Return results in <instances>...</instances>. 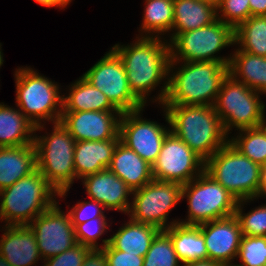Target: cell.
I'll return each instance as SVG.
<instances>
[{
  "mask_svg": "<svg viewBox=\"0 0 266 266\" xmlns=\"http://www.w3.org/2000/svg\"><path fill=\"white\" fill-rule=\"evenodd\" d=\"M170 131L204 161L229 142L213 106L162 105ZM227 138V139H226Z\"/></svg>",
  "mask_w": 266,
  "mask_h": 266,
  "instance_id": "cell-2",
  "label": "cell"
},
{
  "mask_svg": "<svg viewBox=\"0 0 266 266\" xmlns=\"http://www.w3.org/2000/svg\"><path fill=\"white\" fill-rule=\"evenodd\" d=\"M258 197H266V168L262 167L261 171V183L259 187V194Z\"/></svg>",
  "mask_w": 266,
  "mask_h": 266,
  "instance_id": "cell-43",
  "label": "cell"
},
{
  "mask_svg": "<svg viewBox=\"0 0 266 266\" xmlns=\"http://www.w3.org/2000/svg\"><path fill=\"white\" fill-rule=\"evenodd\" d=\"M182 184L153 179L142 188L133 190L129 217L140 223L166 230L179 220L168 221L170 211L182 199Z\"/></svg>",
  "mask_w": 266,
  "mask_h": 266,
  "instance_id": "cell-11",
  "label": "cell"
},
{
  "mask_svg": "<svg viewBox=\"0 0 266 266\" xmlns=\"http://www.w3.org/2000/svg\"><path fill=\"white\" fill-rule=\"evenodd\" d=\"M160 231L153 225L136 222L130 218L117 233L108 239H103V244L99 245V248L109 244L113 249L144 257Z\"/></svg>",
  "mask_w": 266,
  "mask_h": 266,
  "instance_id": "cell-23",
  "label": "cell"
},
{
  "mask_svg": "<svg viewBox=\"0 0 266 266\" xmlns=\"http://www.w3.org/2000/svg\"><path fill=\"white\" fill-rule=\"evenodd\" d=\"M164 231L171 237L181 263L208 259L204 236L199 225L176 223Z\"/></svg>",
  "mask_w": 266,
  "mask_h": 266,
  "instance_id": "cell-27",
  "label": "cell"
},
{
  "mask_svg": "<svg viewBox=\"0 0 266 266\" xmlns=\"http://www.w3.org/2000/svg\"><path fill=\"white\" fill-rule=\"evenodd\" d=\"M56 195L58 192L36 169L0 191V220L6 225H29L57 202Z\"/></svg>",
  "mask_w": 266,
  "mask_h": 266,
  "instance_id": "cell-4",
  "label": "cell"
},
{
  "mask_svg": "<svg viewBox=\"0 0 266 266\" xmlns=\"http://www.w3.org/2000/svg\"><path fill=\"white\" fill-rule=\"evenodd\" d=\"M221 266H238V265H236V264H221Z\"/></svg>",
  "mask_w": 266,
  "mask_h": 266,
  "instance_id": "cell-49",
  "label": "cell"
},
{
  "mask_svg": "<svg viewBox=\"0 0 266 266\" xmlns=\"http://www.w3.org/2000/svg\"><path fill=\"white\" fill-rule=\"evenodd\" d=\"M246 202L249 199L238 201L234 214L239 221L242 236H266V204L246 214L242 207Z\"/></svg>",
  "mask_w": 266,
  "mask_h": 266,
  "instance_id": "cell-33",
  "label": "cell"
},
{
  "mask_svg": "<svg viewBox=\"0 0 266 266\" xmlns=\"http://www.w3.org/2000/svg\"><path fill=\"white\" fill-rule=\"evenodd\" d=\"M57 1H58V7L62 9L64 7L66 8V6L69 5L72 0H57Z\"/></svg>",
  "mask_w": 266,
  "mask_h": 266,
  "instance_id": "cell-45",
  "label": "cell"
},
{
  "mask_svg": "<svg viewBox=\"0 0 266 266\" xmlns=\"http://www.w3.org/2000/svg\"><path fill=\"white\" fill-rule=\"evenodd\" d=\"M259 94L227 75L213 105L227 134L232 127L238 131L264 125L265 103Z\"/></svg>",
  "mask_w": 266,
  "mask_h": 266,
  "instance_id": "cell-9",
  "label": "cell"
},
{
  "mask_svg": "<svg viewBox=\"0 0 266 266\" xmlns=\"http://www.w3.org/2000/svg\"><path fill=\"white\" fill-rule=\"evenodd\" d=\"M37 169L35 145L0 147V191Z\"/></svg>",
  "mask_w": 266,
  "mask_h": 266,
  "instance_id": "cell-22",
  "label": "cell"
},
{
  "mask_svg": "<svg viewBox=\"0 0 266 266\" xmlns=\"http://www.w3.org/2000/svg\"><path fill=\"white\" fill-rule=\"evenodd\" d=\"M234 45L239 46L237 50L266 57V16H250L239 24L234 29Z\"/></svg>",
  "mask_w": 266,
  "mask_h": 266,
  "instance_id": "cell-29",
  "label": "cell"
},
{
  "mask_svg": "<svg viewBox=\"0 0 266 266\" xmlns=\"http://www.w3.org/2000/svg\"><path fill=\"white\" fill-rule=\"evenodd\" d=\"M16 105L25 117L33 123L36 131H42V121L58 123L62 117L63 94L59 84L41 76L32 68L15 70ZM58 107V108H57Z\"/></svg>",
  "mask_w": 266,
  "mask_h": 266,
  "instance_id": "cell-5",
  "label": "cell"
},
{
  "mask_svg": "<svg viewBox=\"0 0 266 266\" xmlns=\"http://www.w3.org/2000/svg\"><path fill=\"white\" fill-rule=\"evenodd\" d=\"M0 255L12 266H34L42 260L35 235L28 225H5Z\"/></svg>",
  "mask_w": 266,
  "mask_h": 266,
  "instance_id": "cell-19",
  "label": "cell"
},
{
  "mask_svg": "<svg viewBox=\"0 0 266 266\" xmlns=\"http://www.w3.org/2000/svg\"><path fill=\"white\" fill-rule=\"evenodd\" d=\"M165 41V42H164ZM158 35L139 36L134 43L115 44L112 49L121 58L132 93L145 105L147 96L166 80L152 102L163 104L168 91L170 47L168 40ZM155 100V101H154Z\"/></svg>",
  "mask_w": 266,
  "mask_h": 266,
  "instance_id": "cell-1",
  "label": "cell"
},
{
  "mask_svg": "<svg viewBox=\"0 0 266 266\" xmlns=\"http://www.w3.org/2000/svg\"><path fill=\"white\" fill-rule=\"evenodd\" d=\"M173 34L195 30L217 19L216 5L199 0H173Z\"/></svg>",
  "mask_w": 266,
  "mask_h": 266,
  "instance_id": "cell-26",
  "label": "cell"
},
{
  "mask_svg": "<svg viewBox=\"0 0 266 266\" xmlns=\"http://www.w3.org/2000/svg\"><path fill=\"white\" fill-rule=\"evenodd\" d=\"M121 114L120 111H62L60 122L76 142L120 139Z\"/></svg>",
  "mask_w": 266,
  "mask_h": 266,
  "instance_id": "cell-16",
  "label": "cell"
},
{
  "mask_svg": "<svg viewBox=\"0 0 266 266\" xmlns=\"http://www.w3.org/2000/svg\"><path fill=\"white\" fill-rule=\"evenodd\" d=\"M208 258L220 264H233L237 258L242 232L235 215L199 224Z\"/></svg>",
  "mask_w": 266,
  "mask_h": 266,
  "instance_id": "cell-17",
  "label": "cell"
},
{
  "mask_svg": "<svg viewBox=\"0 0 266 266\" xmlns=\"http://www.w3.org/2000/svg\"><path fill=\"white\" fill-rule=\"evenodd\" d=\"M106 218H94L75 227L77 243L89 246L91 249L99 248L97 240L104 232L109 230Z\"/></svg>",
  "mask_w": 266,
  "mask_h": 266,
  "instance_id": "cell-36",
  "label": "cell"
},
{
  "mask_svg": "<svg viewBox=\"0 0 266 266\" xmlns=\"http://www.w3.org/2000/svg\"><path fill=\"white\" fill-rule=\"evenodd\" d=\"M107 266H143L144 257L113 249L109 244L102 248Z\"/></svg>",
  "mask_w": 266,
  "mask_h": 266,
  "instance_id": "cell-39",
  "label": "cell"
},
{
  "mask_svg": "<svg viewBox=\"0 0 266 266\" xmlns=\"http://www.w3.org/2000/svg\"><path fill=\"white\" fill-rule=\"evenodd\" d=\"M37 169L58 192L59 198L66 196L76 179L74 150L76 141L61 122L53 123L49 135L34 134Z\"/></svg>",
  "mask_w": 266,
  "mask_h": 266,
  "instance_id": "cell-6",
  "label": "cell"
},
{
  "mask_svg": "<svg viewBox=\"0 0 266 266\" xmlns=\"http://www.w3.org/2000/svg\"><path fill=\"white\" fill-rule=\"evenodd\" d=\"M145 2L140 36L153 37L155 33L164 35L166 32H171L174 22L173 0H145Z\"/></svg>",
  "mask_w": 266,
  "mask_h": 266,
  "instance_id": "cell-30",
  "label": "cell"
},
{
  "mask_svg": "<svg viewBox=\"0 0 266 266\" xmlns=\"http://www.w3.org/2000/svg\"><path fill=\"white\" fill-rule=\"evenodd\" d=\"M236 137L229 138V143L242 155L264 167L266 164V127L245 128L238 131Z\"/></svg>",
  "mask_w": 266,
  "mask_h": 266,
  "instance_id": "cell-31",
  "label": "cell"
},
{
  "mask_svg": "<svg viewBox=\"0 0 266 266\" xmlns=\"http://www.w3.org/2000/svg\"><path fill=\"white\" fill-rule=\"evenodd\" d=\"M199 1L212 3V4L216 5V6H217V3H218V0H199Z\"/></svg>",
  "mask_w": 266,
  "mask_h": 266,
  "instance_id": "cell-47",
  "label": "cell"
},
{
  "mask_svg": "<svg viewBox=\"0 0 266 266\" xmlns=\"http://www.w3.org/2000/svg\"><path fill=\"white\" fill-rule=\"evenodd\" d=\"M34 1L45 7H58L57 0H34Z\"/></svg>",
  "mask_w": 266,
  "mask_h": 266,
  "instance_id": "cell-44",
  "label": "cell"
},
{
  "mask_svg": "<svg viewBox=\"0 0 266 266\" xmlns=\"http://www.w3.org/2000/svg\"><path fill=\"white\" fill-rule=\"evenodd\" d=\"M108 169L132 190L142 188L153 180L152 166L121 141L114 150Z\"/></svg>",
  "mask_w": 266,
  "mask_h": 266,
  "instance_id": "cell-20",
  "label": "cell"
},
{
  "mask_svg": "<svg viewBox=\"0 0 266 266\" xmlns=\"http://www.w3.org/2000/svg\"><path fill=\"white\" fill-rule=\"evenodd\" d=\"M205 161L170 132L152 165L155 180L187 184L204 171Z\"/></svg>",
  "mask_w": 266,
  "mask_h": 266,
  "instance_id": "cell-13",
  "label": "cell"
},
{
  "mask_svg": "<svg viewBox=\"0 0 266 266\" xmlns=\"http://www.w3.org/2000/svg\"><path fill=\"white\" fill-rule=\"evenodd\" d=\"M216 10L217 19L233 29L250 17L249 0H218Z\"/></svg>",
  "mask_w": 266,
  "mask_h": 266,
  "instance_id": "cell-35",
  "label": "cell"
},
{
  "mask_svg": "<svg viewBox=\"0 0 266 266\" xmlns=\"http://www.w3.org/2000/svg\"><path fill=\"white\" fill-rule=\"evenodd\" d=\"M229 75L260 95H266V57L236 50L230 60Z\"/></svg>",
  "mask_w": 266,
  "mask_h": 266,
  "instance_id": "cell-24",
  "label": "cell"
},
{
  "mask_svg": "<svg viewBox=\"0 0 266 266\" xmlns=\"http://www.w3.org/2000/svg\"><path fill=\"white\" fill-rule=\"evenodd\" d=\"M182 63L174 73V64L169 65L168 91L162 105L213 106L229 66L214 61Z\"/></svg>",
  "mask_w": 266,
  "mask_h": 266,
  "instance_id": "cell-3",
  "label": "cell"
},
{
  "mask_svg": "<svg viewBox=\"0 0 266 266\" xmlns=\"http://www.w3.org/2000/svg\"><path fill=\"white\" fill-rule=\"evenodd\" d=\"M204 171L237 201L258 199L262 167L242 155L229 142L205 161Z\"/></svg>",
  "mask_w": 266,
  "mask_h": 266,
  "instance_id": "cell-7",
  "label": "cell"
},
{
  "mask_svg": "<svg viewBox=\"0 0 266 266\" xmlns=\"http://www.w3.org/2000/svg\"><path fill=\"white\" fill-rule=\"evenodd\" d=\"M170 64L180 62L214 61L230 64L229 57L214 54L234 45V29L216 19L213 23L183 33L172 34L169 39Z\"/></svg>",
  "mask_w": 266,
  "mask_h": 266,
  "instance_id": "cell-8",
  "label": "cell"
},
{
  "mask_svg": "<svg viewBox=\"0 0 266 266\" xmlns=\"http://www.w3.org/2000/svg\"><path fill=\"white\" fill-rule=\"evenodd\" d=\"M8 106L0 103V147L33 144L36 126L19 109Z\"/></svg>",
  "mask_w": 266,
  "mask_h": 266,
  "instance_id": "cell-25",
  "label": "cell"
},
{
  "mask_svg": "<svg viewBox=\"0 0 266 266\" xmlns=\"http://www.w3.org/2000/svg\"><path fill=\"white\" fill-rule=\"evenodd\" d=\"M82 266H107V257L102 248L90 249Z\"/></svg>",
  "mask_w": 266,
  "mask_h": 266,
  "instance_id": "cell-40",
  "label": "cell"
},
{
  "mask_svg": "<svg viewBox=\"0 0 266 266\" xmlns=\"http://www.w3.org/2000/svg\"><path fill=\"white\" fill-rule=\"evenodd\" d=\"M90 249L89 246L77 243L65 252L45 259L43 266H82Z\"/></svg>",
  "mask_w": 266,
  "mask_h": 266,
  "instance_id": "cell-37",
  "label": "cell"
},
{
  "mask_svg": "<svg viewBox=\"0 0 266 266\" xmlns=\"http://www.w3.org/2000/svg\"><path fill=\"white\" fill-rule=\"evenodd\" d=\"M237 258L238 266H265L266 236H242Z\"/></svg>",
  "mask_w": 266,
  "mask_h": 266,
  "instance_id": "cell-34",
  "label": "cell"
},
{
  "mask_svg": "<svg viewBox=\"0 0 266 266\" xmlns=\"http://www.w3.org/2000/svg\"><path fill=\"white\" fill-rule=\"evenodd\" d=\"M104 210L105 208L102 204L91 200L87 202H77L76 206L72 207L68 213L75 228L78 224L94 218H106Z\"/></svg>",
  "mask_w": 266,
  "mask_h": 266,
  "instance_id": "cell-38",
  "label": "cell"
},
{
  "mask_svg": "<svg viewBox=\"0 0 266 266\" xmlns=\"http://www.w3.org/2000/svg\"><path fill=\"white\" fill-rule=\"evenodd\" d=\"M119 141H77L74 150L76 179L107 169Z\"/></svg>",
  "mask_w": 266,
  "mask_h": 266,
  "instance_id": "cell-21",
  "label": "cell"
},
{
  "mask_svg": "<svg viewBox=\"0 0 266 266\" xmlns=\"http://www.w3.org/2000/svg\"><path fill=\"white\" fill-rule=\"evenodd\" d=\"M1 43H0V67L2 66V64H3V54H2V50H1Z\"/></svg>",
  "mask_w": 266,
  "mask_h": 266,
  "instance_id": "cell-48",
  "label": "cell"
},
{
  "mask_svg": "<svg viewBox=\"0 0 266 266\" xmlns=\"http://www.w3.org/2000/svg\"><path fill=\"white\" fill-rule=\"evenodd\" d=\"M250 16H266V0H249Z\"/></svg>",
  "mask_w": 266,
  "mask_h": 266,
  "instance_id": "cell-41",
  "label": "cell"
},
{
  "mask_svg": "<svg viewBox=\"0 0 266 266\" xmlns=\"http://www.w3.org/2000/svg\"><path fill=\"white\" fill-rule=\"evenodd\" d=\"M187 199L188 218L179 223L199 225L235 214L238 201L221 184L203 171L182 186V200Z\"/></svg>",
  "mask_w": 266,
  "mask_h": 266,
  "instance_id": "cell-10",
  "label": "cell"
},
{
  "mask_svg": "<svg viewBox=\"0 0 266 266\" xmlns=\"http://www.w3.org/2000/svg\"><path fill=\"white\" fill-rule=\"evenodd\" d=\"M141 111L143 109L121 114L119 136L123 144L152 166L160 153L165 137L171 131L170 127H163L155 121L144 120L141 117Z\"/></svg>",
  "mask_w": 266,
  "mask_h": 266,
  "instance_id": "cell-15",
  "label": "cell"
},
{
  "mask_svg": "<svg viewBox=\"0 0 266 266\" xmlns=\"http://www.w3.org/2000/svg\"><path fill=\"white\" fill-rule=\"evenodd\" d=\"M82 76L103 92L121 113L137 111L146 106L132 93L123 62L113 49Z\"/></svg>",
  "mask_w": 266,
  "mask_h": 266,
  "instance_id": "cell-12",
  "label": "cell"
},
{
  "mask_svg": "<svg viewBox=\"0 0 266 266\" xmlns=\"http://www.w3.org/2000/svg\"><path fill=\"white\" fill-rule=\"evenodd\" d=\"M184 265L181 266H221V264L217 261L211 260V259H203V260H197V261H189L183 263Z\"/></svg>",
  "mask_w": 266,
  "mask_h": 266,
  "instance_id": "cell-42",
  "label": "cell"
},
{
  "mask_svg": "<svg viewBox=\"0 0 266 266\" xmlns=\"http://www.w3.org/2000/svg\"><path fill=\"white\" fill-rule=\"evenodd\" d=\"M68 91V96L63 95V111H119L83 76L72 83Z\"/></svg>",
  "mask_w": 266,
  "mask_h": 266,
  "instance_id": "cell-28",
  "label": "cell"
},
{
  "mask_svg": "<svg viewBox=\"0 0 266 266\" xmlns=\"http://www.w3.org/2000/svg\"><path fill=\"white\" fill-rule=\"evenodd\" d=\"M0 266H12V265L8 263V261L2 255H0Z\"/></svg>",
  "mask_w": 266,
  "mask_h": 266,
  "instance_id": "cell-46",
  "label": "cell"
},
{
  "mask_svg": "<svg viewBox=\"0 0 266 266\" xmlns=\"http://www.w3.org/2000/svg\"><path fill=\"white\" fill-rule=\"evenodd\" d=\"M171 237L161 230L144 256L143 266H181Z\"/></svg>",
  "mask_w": 266,
  "mask_h": 266,
  "instance_id": "cell-32",
  "label": "cell"
},
{
  "mask_svg": "<svg viewBox=\"0 0 266 266\" xmlns=\"http://www.w3.org/2000/svg\"><path fill=\"white\" fill-rule=\"evenodd\" d=\"M56 202L28 225L33 231L43 260L75 246V228L69 213H64Z\"/></svg>",
  "mask_w": 266,
  "mask_h": 266,
  "instance_id": "cell-14",
  "label": "cell"
},
{
  "mask_svg": "<svg viewBox=\"0 0 266 266\" xmlns=\"http://www.w3.org/2000/svg\"><path fill=\"white\" fill-rule=\"evenodd\" d=\"M88 198L103 205L108 210L129 213V196L133 190L108 168L82 178Z\"/></svg>",
  "mask_w": 266,
  "mask_h": 266,
  "instance_id": "cell-18",
  "label": "cell"
}]
</instances>
